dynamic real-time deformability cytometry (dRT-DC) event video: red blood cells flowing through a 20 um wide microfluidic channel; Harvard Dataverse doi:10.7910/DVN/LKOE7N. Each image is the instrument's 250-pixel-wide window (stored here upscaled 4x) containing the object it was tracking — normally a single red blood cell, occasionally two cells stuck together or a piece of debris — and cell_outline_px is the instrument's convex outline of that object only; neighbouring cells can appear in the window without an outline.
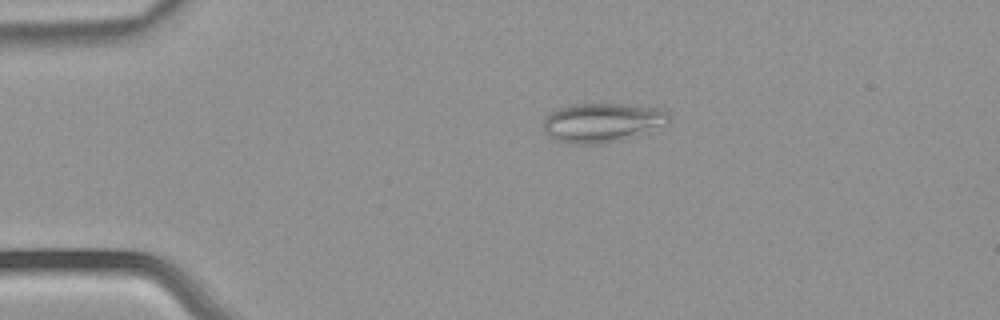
{"species": "common noctule bat (a hibernating species)", "species_latin": "Nyctalus noctula", "temperature_condition": "warm", "stored_images_in_passage": 5, "camera_frame_rate_fps": 3000, "um_per_image_px": 0.085, "animal": {"sex": "male", "body_mass_g": 21.5, "forearm_length_mm": 52.0}, "frame": {"image": 1, "passage_image": 4, "time_ms": 1.0, "image_size_px": [1000, 320], "cell_outline_px": [[672, 120], [668, 124], [620, 140], [600, 144], [568, 144], [556, 140], [548, 136], [544, 132], [544, 116], [548, 112], [556, 108], [572, 104], [628, 104], [664, 108], [672, 116]], "centroid_in_image_um": [51.19, 10.4], "position_along_channel_um": 33.8, "area_um2": 29.25}}